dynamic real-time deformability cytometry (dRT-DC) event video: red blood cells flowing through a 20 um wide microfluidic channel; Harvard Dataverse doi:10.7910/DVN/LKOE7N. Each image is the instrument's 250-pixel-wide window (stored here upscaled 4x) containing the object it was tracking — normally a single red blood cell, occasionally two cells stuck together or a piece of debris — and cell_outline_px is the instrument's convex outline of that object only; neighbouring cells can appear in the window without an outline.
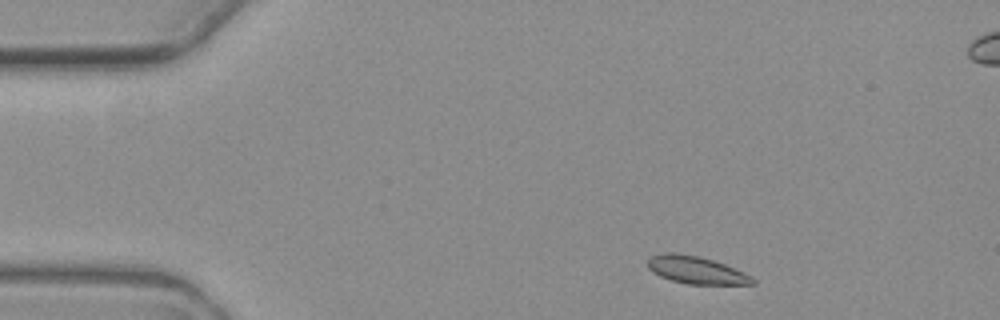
{"species": "common noctule bat (a hibernating species)", "species_latin": "Nyctalus noctula", "temperature_condition": "warm", "stored_images_in_passage": 4, "camera_frame_rate_fps": 3000, "um_per_image_px": 0.085, "animal": {"sex": "female", "body_mass_g": 19.3, "forearm_length_mm": 54.1}, "frame": {"image": 1, "passage_image": 1, "time_ms": 0.0, "image_size_px": [1000, 320], "cell_outline_px": [[756, 284], [688, 284], [672, 280], [660, 276], [652, 272], [648, 268], [648, 256], [664, 252], [676, 252], [700, 256], [724, 264], [752, 276], [756, 280]], "centroid_in_image_um": [59.14, 22.94], "position_along_channel_um": 25.9, "area_um2": 16.88}}